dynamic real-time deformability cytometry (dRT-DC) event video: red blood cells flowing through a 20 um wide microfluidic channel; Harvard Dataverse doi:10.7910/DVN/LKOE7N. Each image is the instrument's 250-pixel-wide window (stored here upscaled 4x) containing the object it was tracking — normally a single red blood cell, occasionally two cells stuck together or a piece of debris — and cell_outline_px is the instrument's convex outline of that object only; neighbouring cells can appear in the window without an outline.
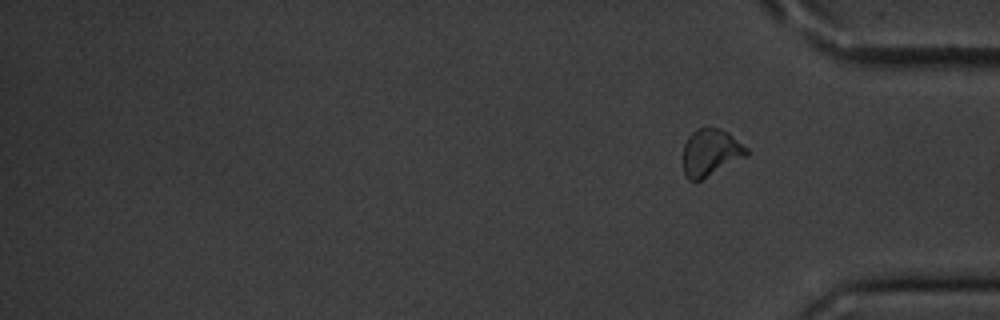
{"species": "common noctule bat (a hibernating species)", "species_latin": "Nyctalus noctula", "temperature_condition": "cold", "stored_images_in_passage": 14, "segment_of_instrument_passage": [2, 2], "camera_frame_rate_fps": 3000, "um_per_image_px": 0.085, "animal": {"sex": "male", "body_mass_g": 20.1, "forearm_length_mm": 53.5}, "frame": {"image": 1, "passage_image": 14, "time_ms": 16.667, "image_size_px": [1000, 320], "cell_outline_px": [[748, 156], [700, 180], [688, 180], [684, 172], [680, 160], [684, 144], [688, 136], [696, 128], [720, 128], [728, 132], [748, 148]], "centroid_in_image_um": [60.37, 12.96], "position_along_channel_um": 374.8, "area_um2": 17.74}}